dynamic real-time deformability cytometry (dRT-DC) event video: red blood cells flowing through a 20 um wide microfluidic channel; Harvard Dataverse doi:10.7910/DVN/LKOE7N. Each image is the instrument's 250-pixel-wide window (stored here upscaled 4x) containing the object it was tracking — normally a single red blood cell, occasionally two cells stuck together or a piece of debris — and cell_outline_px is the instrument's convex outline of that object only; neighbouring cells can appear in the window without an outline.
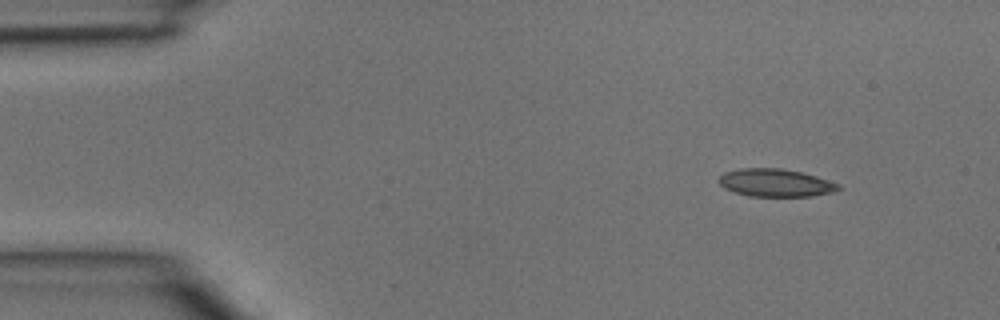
{"species": "common noctule bat (a hibernating species)", "species_latin": "Nyctalus noctula", "temperature_condition": "room temperature", "stored_images_in_passage": 3, "camera_frame_rate_fps": 3000, "um_per_image_px": 0.085, "animal": {"sex": "male", "body_mass_g": 15.6}, "frame": {"image": 1, "passage_image": 1, "time_ms": 0.0, "image_size_px": [1000, 320], "cell_outline_px": [[840, 188], [832, 192], [808, 196], [748, 196], [724, 188], [720, 184], [720, 176], [724, 172], [740, 168], [780, 168], [800, 172], [816, 176], [840, 184]], "centroid_in_image_um": [65.9, 15.53], "position_along_channel_um": 19.1, "area_um2": 19.13}}
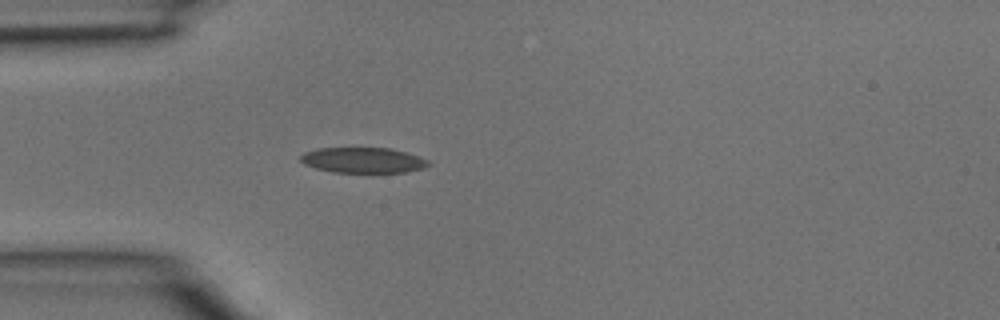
{"frame": {"image": 2, "passage_image": 3, "time_ms": 0.667, "image_size_px": [1000, 320], "cell_outline_px": [[432, 164], [424, 168], [404, 172], [372, 176], [332, 172], [316, 168], [304, 164], [300, 160], [300, 156], [304, 152], [316, 148], [392, 148], [420, 156], [428, 160]], "centroid_in_image_um": [30.9, 13.67], "position_along_channel_um": 54.1, "area_um2": 20.11}}